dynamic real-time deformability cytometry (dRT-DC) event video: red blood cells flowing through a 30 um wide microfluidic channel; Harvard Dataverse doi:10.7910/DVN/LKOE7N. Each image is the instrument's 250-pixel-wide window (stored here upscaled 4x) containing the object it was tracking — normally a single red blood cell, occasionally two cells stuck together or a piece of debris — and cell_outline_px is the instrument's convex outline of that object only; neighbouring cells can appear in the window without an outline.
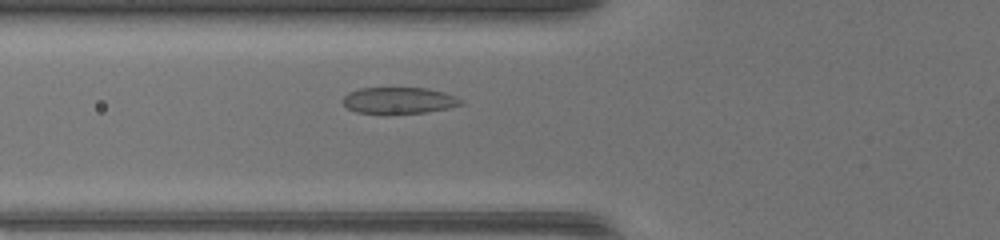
{"species": "common noctule bat (a hibernating species)", "species_latin": "Nyctalus noctula", "temperature_condition": "warm", "stored_images_in_passage": 35, "camera_frame_rate_fps": 3000, "um_per_image_px": 0.085, "animal": {"sex": "female", "body_mass_g": 17.0, "forearm_length_mm": 48.0}, "frame": {"image": 1, "passage_image": 6, "time_ms": 1.667, "image_size_px": [1000, 240], "cell_outline_px": [[464, 104], [448, 108], [424, 112], [388, 116], [356, 112], [348, 108], [340, 100], [348, 92], [360, 88], [428, 88], [444, 92], [456, 96], [464, 100]], "centroid_in_image_um": [33.89, 8.57], "position_along_channel_um": 91.9, "area_um2": 18.9}}
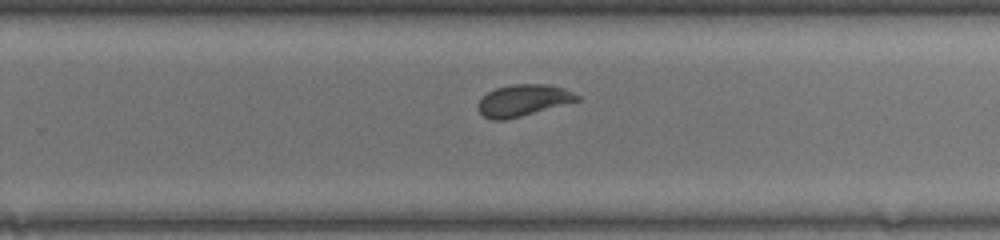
{"frame": {"image": 2, "passage_image": 19, "time_ms": 6.0, "image_size_px": [1000, 240], "cell_outline_px": [[580, 100], [520, 116], [504, 120], [492, 120], [484, 116], [480, 112], [480, 100], [488, 92], [496, 88], [512, 84], [548, 84], [564, 88], [580, 96]], "centroid_in_image_um": [44.5, 8.52], "position_along_channel_um": 285.3, "area_um2": 17.86}}
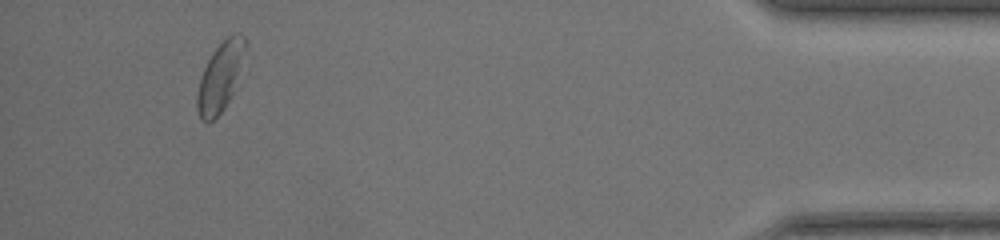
{"frame": {"image": 3, "passage_image": 32, "time_ms": 10.333, "image_size_px": [1000, 240], "cell_outline_px": [[248, 44], [232, 92], [224, 108], [212, 120], [200, 120], [196, 108], [196, 96], [200, 80], [204, 68], [212, 52], [232, 32], [244, 36]], "centroid_in_image_um": [18.71, 6.5], "position_along_channel_um": 416.5, "area_um2": 18.9}}